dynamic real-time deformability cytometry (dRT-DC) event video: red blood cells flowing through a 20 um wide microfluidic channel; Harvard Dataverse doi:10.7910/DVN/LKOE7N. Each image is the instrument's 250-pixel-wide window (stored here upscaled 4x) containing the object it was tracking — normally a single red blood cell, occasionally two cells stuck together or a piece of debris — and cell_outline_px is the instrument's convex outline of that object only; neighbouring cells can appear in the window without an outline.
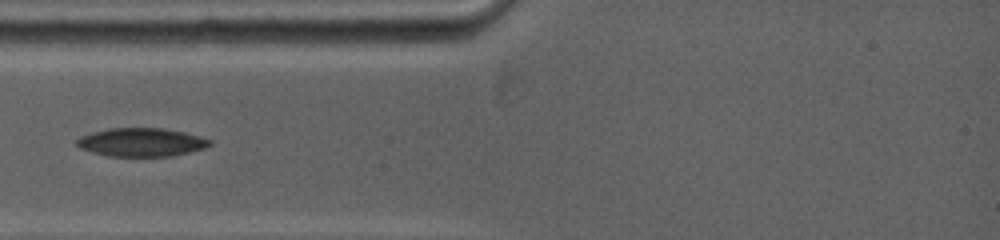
{"species": "common noctule bat (a hibernating species)", "species_latin": "Nyctalus noctula", "temperature_condition": "warm", "stored_images_in_passage": 5, "camera_frame_rate_fps": 5000, "um_per_image_px": 0.085, "animal": {"sex": "female", "body_mass_g": 19.0, "forearm_length_mm": 53.3}, "frame": {"image": 1, "passage_image": 2, "time_ms": 0.8, "image_size_px": [1000, 240], "cell_outline_px": [[212, 144], [204, 148], [172, 156], [108, 156], [92, 152], [80, 148], [76, 144], [76, 140], [80, 136], [92, 132], [108, 128], [160, 128], [184, 132], [212, 140]], "centroid_in_image_um": [11.99, 12.09], "position_along_channel_um": 73.0, "area_um2": 21.96}}
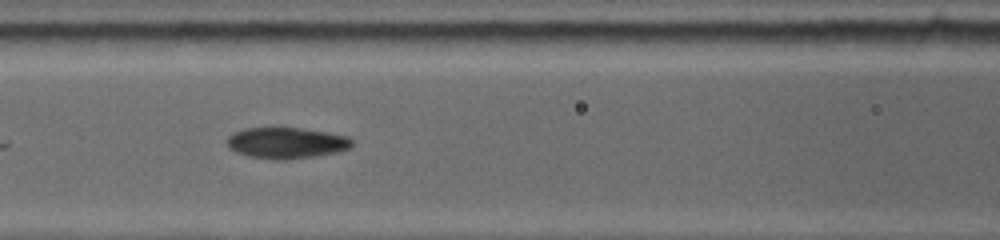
{"frame": {"image": 2, "passage_image": 4, "time_ms": 2.6, "image_size_px": [1000, 240], "cell_outline_px": [[352, 144], [348, 148], [336, 152], [316, 156], [288, 160], [272, 160], [252, 156], [236, 152], [228, 148], [228, 136], [244, 128], [300, 128], [348, 136], [352, 140]], "centroid_in_image_um": [24.34, 12.16], "position_along_channel_um": 142.3, "area_um2": 22.43}}
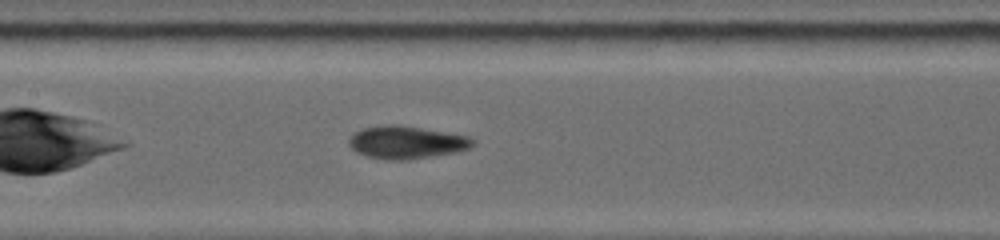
{"frame": {"image": 3, "passage_image": 5, "time_ms": 3.4, "image_size_px": [1000, 240], "cell_outline_px": [[476, 144], [468, 148], [456, 152], [408, 160], [384, 160], [368, 156], [356, 152], [348, 144], [348, 136], [364, 128], [384, 124], [400, 124], [468, 136], [476, 140]], "centroid_in_image_um": [34.53, 12.09], "position_along_channel_um": 172.9, "area_um2": 23.81}}